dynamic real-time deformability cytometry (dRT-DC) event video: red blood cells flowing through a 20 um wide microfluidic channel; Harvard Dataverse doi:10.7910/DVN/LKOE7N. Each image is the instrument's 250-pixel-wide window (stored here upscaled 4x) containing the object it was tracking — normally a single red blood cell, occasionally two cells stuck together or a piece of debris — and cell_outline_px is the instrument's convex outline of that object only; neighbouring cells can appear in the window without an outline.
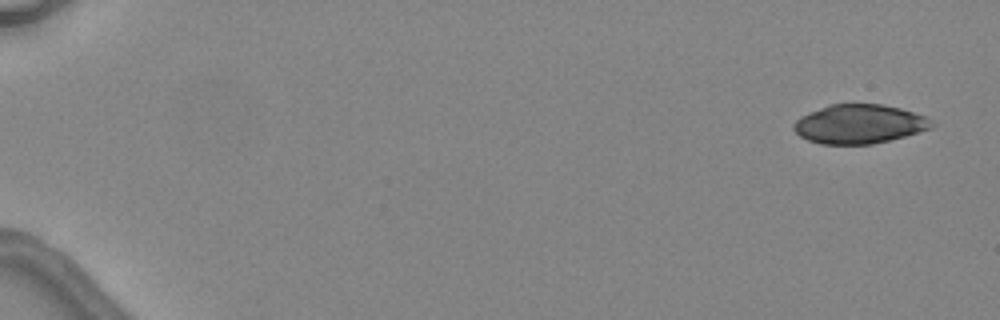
{"species": "common noctule bat (a hibernating species)", "species_latin": "Nyctalus noctula", "temperature_condition": "warm", "stored_images_in_passage": 6, "camera_frame_rate_fps": 3000, "um_per_image_px": 0.085, "animal": {"sex": "female", "body_mass_g": 24.6, "forearm_length_mm": 56.2}, "frame": {"image": 1, "passage_image": 1, "time_ms": 0.0, "image_size_px": [1000, 320], "cell_outline_px": [[936, 124], [932, 128], [904, 136], [872, 144], [820, 144], [808, 140], [800, 136], [792, 128], [792, 124], [800, 116], [808, 112], [828, 104], [884, 104], [900, 108], [928, 116]], "centroid_in_image_um": [73.04, 10.53], "position_along_channel_um": 12.0, "area_um2": 31.67}}